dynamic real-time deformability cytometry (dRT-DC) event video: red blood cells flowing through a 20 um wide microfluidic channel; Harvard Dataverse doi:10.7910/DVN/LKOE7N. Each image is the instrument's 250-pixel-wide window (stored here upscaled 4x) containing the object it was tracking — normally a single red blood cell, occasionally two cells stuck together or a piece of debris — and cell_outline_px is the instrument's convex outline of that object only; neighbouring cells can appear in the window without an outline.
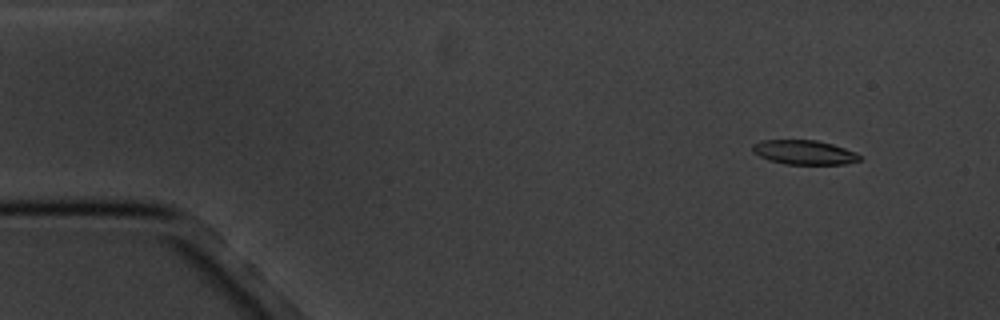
{"species": "common noctule bat (a hibernating species)", "species_latin": "Nyctalus noctula", "temperature_condition": "cold", "stored_images_in_passage": 3, "camera_frame_rate_fps": 3000, "um_per_image_px": 0.085, "animal": {"sex": "male", "body_mass_g": 20.1, "forearm_length_mm": 53.5}, "frame": {"image": 1, "passage_image": 1, "time_ms": 0.0, "image_size_px": [1000, 320], "cell_outline_px": [[860, 160], [844, 164], [788, 164], [768, 160], [752, 152], [752, 144], [760, 140], [816, 140], [832, 144], [856, 152], [860, 156]], "centroid_in_image_um": [68.32, 12.94], "position_along_channel_um": 16.7, "area_um2": 15.14}}
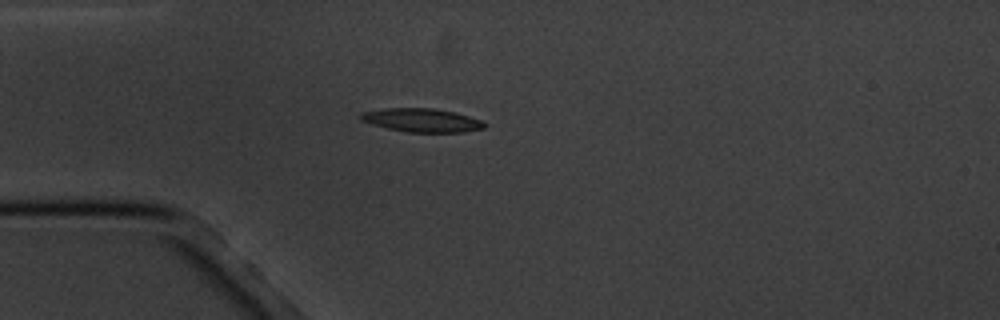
{"frame": {"image": 2, "passage_image": 3, "time_ms": 3.333, "image_size_px": [1000, 320], "cell_outline_px": [[488, 124], [484, 128], [464, 132], [408, 132], [388, 128], [372, 124], [360, 120], [360, 112], [384, 108], [436, 108], [456, 112], [480, 120]], "centroid_in_image_um": [35.86, 10.21], "position_along_channel_um": 49.1, "area_um2": 17.05}}